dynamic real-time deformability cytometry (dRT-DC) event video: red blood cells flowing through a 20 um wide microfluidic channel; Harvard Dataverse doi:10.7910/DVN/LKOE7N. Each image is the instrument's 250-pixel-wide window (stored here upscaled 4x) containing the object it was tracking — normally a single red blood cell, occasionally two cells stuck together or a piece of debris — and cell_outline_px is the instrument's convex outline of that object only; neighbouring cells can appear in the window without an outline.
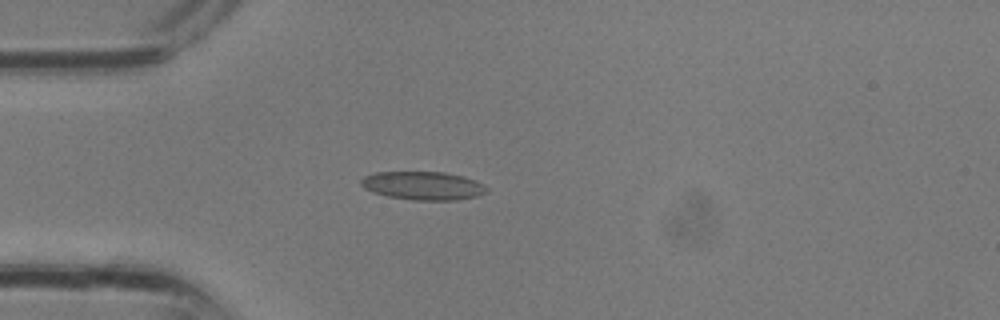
{"species": "common noctule bat (a hibernating species)", "species_latin": "Nyctalus noctula", "temperature_condition": "room temperature", "stored_images_in_passage": 12, "camera_frame_rate_fps": 3000, "um_per_image_px": 0.085, "animal": {"sex": "male", "body_mass_g": 13.3}, "frame": {"image": 1, "passage_image": 9, "time_ms": 2.667, "image_size_px": [1000, 320], "cell_outline_px": [[488, 188], [484, 192], [476, 196], [456, 200], [412, 200], [388, 196], [372, 192], [364, 188], [360, 184], [360, 180], [364, 176], [376, 172], [444, 172], [464, 176], [476, 180], [484, 184]], "centroid_in_image_um": [35.95, 15.78], "position_along_channel_um": 49.1, "area_um2": 20.81}}
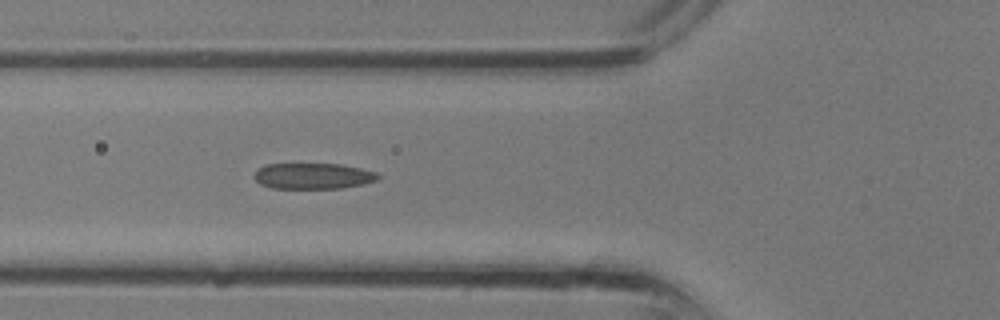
{"frame": {"image": 2, "passage_image": 12, "time_ms": 3.667, "image_size_px": [1000, 320], "cell_outline_px": [[380, 176], [376, 180], [360, 184], [340, 188], [272, 188], [260, 184], [252, 176], [256, 168], [264, 164], [340, 164], [360, 168], [376, 172]], "centroid_in_image_um": [26.53, 14.95], "position_along_channel_um": 99.3, "area_um2": 18.67}}